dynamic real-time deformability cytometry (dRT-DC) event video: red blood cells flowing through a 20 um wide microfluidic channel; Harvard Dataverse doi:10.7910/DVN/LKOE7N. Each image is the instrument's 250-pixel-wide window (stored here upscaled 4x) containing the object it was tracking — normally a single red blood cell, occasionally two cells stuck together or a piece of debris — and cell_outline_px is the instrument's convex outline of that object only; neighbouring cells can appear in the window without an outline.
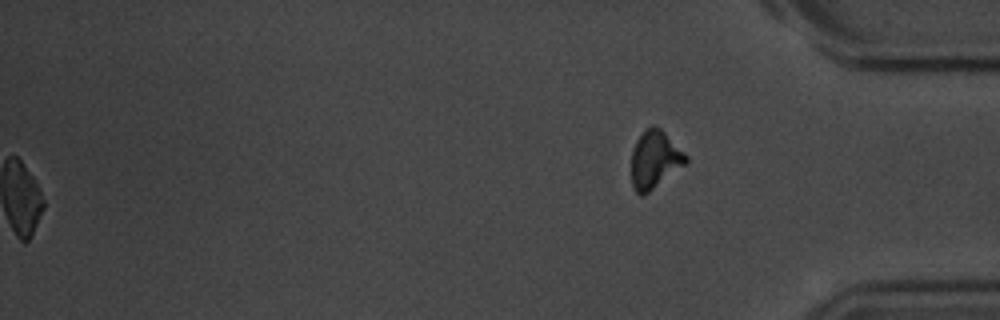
{"species": "common noctule bat (a hibernating species)", "species_latin": "Nyctalus noctula", "temperature_condition": "room temperature", "stored_images_in_passage": 46, "segment_of_instrument_passage": [2, 2], "camera_frame_rate_fps": 3000, "um_per_image_px": 0.085, "animal": {"sex": "male", "body_mass_g": 20.1, "forearm_length_mm": 53.5}, "frame": {"image": 1, "passage_image": 46, "time_ms": 15.0, "image_size_px": [1000, 320], "cell_outline_px": [[688, 164], [644, 196], [640, 196], [632, 188], [632, 148], [636, 140], [644, 128], [652, 124], [660, 128], [688, 156]], "centroid_in_image_um": [55.66, 13.58], "position_along_channel_um": 379.5, "area_um2": 18.79}}